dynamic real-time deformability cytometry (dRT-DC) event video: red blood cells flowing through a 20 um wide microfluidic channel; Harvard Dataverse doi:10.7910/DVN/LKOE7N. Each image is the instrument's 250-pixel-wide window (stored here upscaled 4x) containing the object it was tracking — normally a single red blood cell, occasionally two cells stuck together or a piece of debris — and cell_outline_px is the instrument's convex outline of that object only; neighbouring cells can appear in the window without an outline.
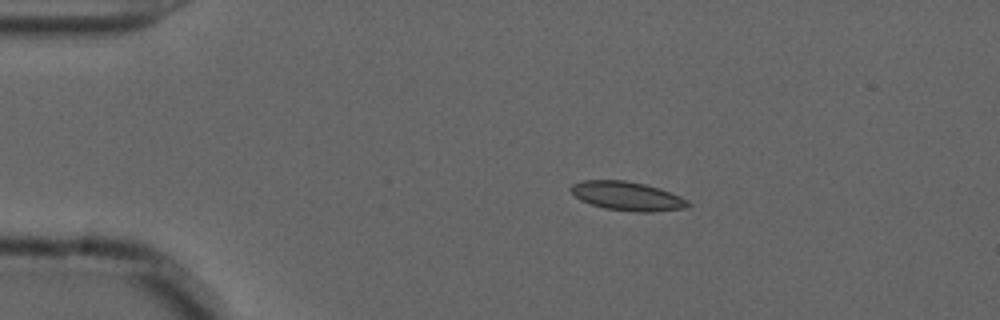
{"species": "common noctule bat (a hibernating species)", "species_latin": "Nyctalus noctula", "temperature_condition": "cold", "stored_images_in_passage": 46, "camera_frame_rate_fps": 3000, "um_per_image_px": 0.085, "animal": {"sex": "male", "forearm_length_mm": 52.5}, "frame": {"image": 1, "passage_image": 1, "time_ms": 0.0, "image_size_px": [1000, 320], "cell_outline_px": [[692, 204], [688, 208], [652, 212], [636, 212], [604, 208], [580, 200], [568, 188], [572, 184], [584, 180], [624, 180], [644, 184], [660, 188], [680, 196], [688, 200]], "centroid_in_image_um": [53.35, 16.67], "position_along_channel_um": 31.7, "area_um2": 19.83}}
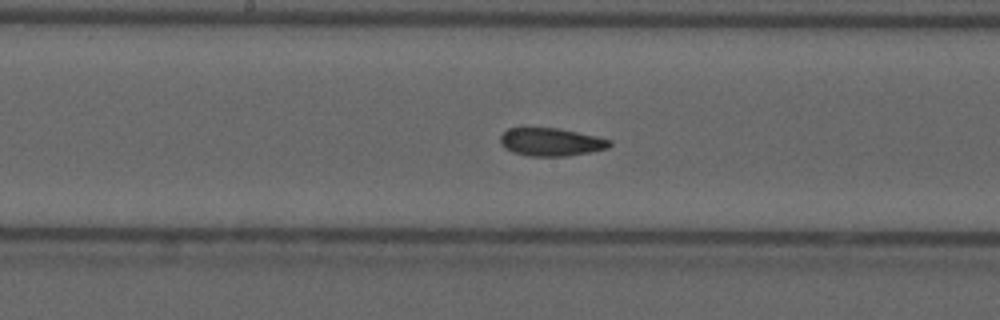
{"frame": {"image": 2, "passage_image": 19, "time_ms": 6.0, "image_size_px": [1000, 320], "cell_outline_px": [[612, 144], [608, 148], [592, 152], [568, 156], [528, 156], [512, 152], [504, 148], [500, 144], [500, 136], [508, 128], [556, 128], [596, 136], [612, 140]], "centroid_in_image_um": [46.83, 12.08], "position_along_channel_um": 201.4, "area_um2": 17.92}}
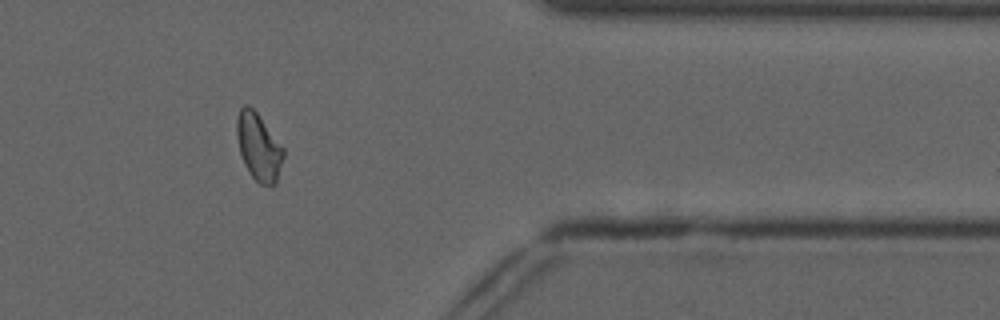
{"frame": {"image": 3, "passage_image": 36, "time_ms": 11.667, "image_size_px": [1000, 320], "cell_outline_px": [[284, 156], [276, 184], [272, 188], [260, 184], [248, 172], [244, 164], [240, 152], [236, 136], [236, 120], [240, 108], [244, 104], [248, 104], [256, 112], [284, 148]], "centroid_in_image_um": [21.98, 12.52], "position_along_channel_um": 389.4, "area_um2": 18.44}, "authors_computed_cell_mechanics": {"area_um2": 18.2648, "velocity_mm_per_s": 3.6742, "shape_relaxation_time_tau1_ms": null, "shape_relaxation_time_tau2_ms": 3.661, "deformation_change_tau1": null, "deformation_change_tau2": 0.0763}}